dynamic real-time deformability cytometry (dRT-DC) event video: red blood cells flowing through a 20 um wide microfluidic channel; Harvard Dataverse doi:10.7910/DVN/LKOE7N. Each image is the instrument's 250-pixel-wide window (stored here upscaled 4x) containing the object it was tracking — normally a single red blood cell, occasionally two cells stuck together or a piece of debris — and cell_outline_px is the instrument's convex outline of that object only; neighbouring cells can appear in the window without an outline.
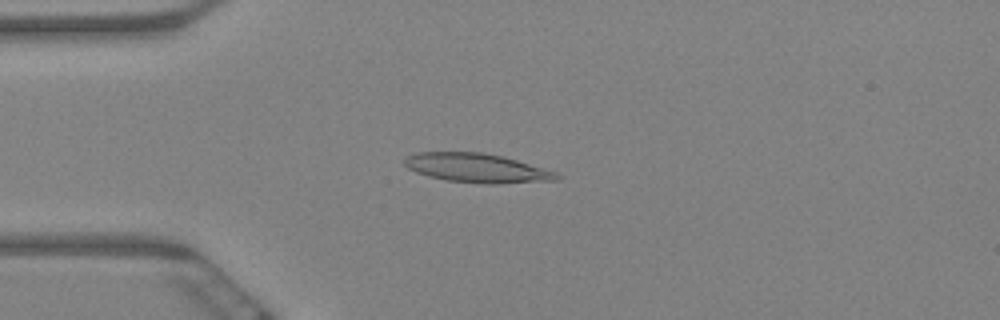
{"species": "Egyptian fruit bat (a non-hibernating species)", "species_latin": "Rousettus aegyptiacus", "temperature_condition": "warm", "stored_images_in_passage": 59, "camera_frame_rate_fps": 3000, "um_per_image_px": 0.085, "animal": {"sex": "female"}, "frame": {"image": 1, "passage_image": 14, "time_ms": 4.333, "image_size_px": [1000, 320], "cell_outline_px": [[560, 180], [496, 184], [488, 184], [448, 180], [428, 176], [416, 172], [408, 168], [404, 164], [404, 156], [416, 152], [480, 152], [500, 156], [516, 160], [556, 172], [560, 176]], "centroid_in_image_um": [40.51, 14.28], "position_along_channel_um": 44.5, "area_um2": 25.66}}
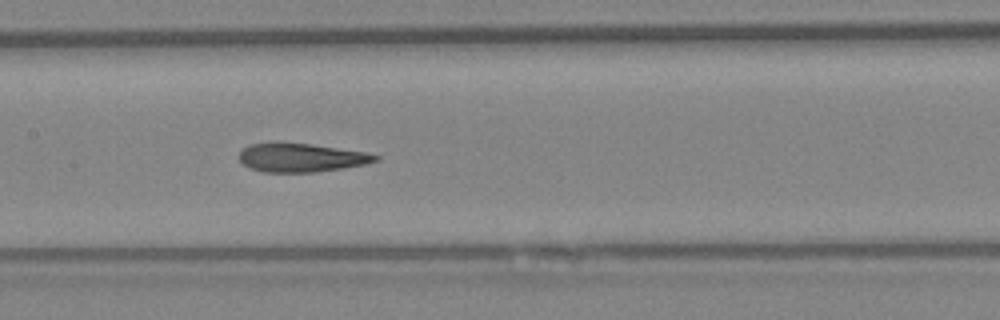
{"frame": {"image": 2, "passage_image": 28, "time_ms": 9.0, "image_size_px": [1000, 320], "cell_outline_px": [[380, 160], [364, 164], [344, 168], [316, 172], [264, 172], [252, 168], [244, 164], [236, 156], [248, 144], [272, 140], [276, 140], [312, 144], [368, 152], [380, 156]], "centroid_in_image_um": [25.57, 13.36], "position_along_channel_um": 181.8, "area_um2": 23.47}}
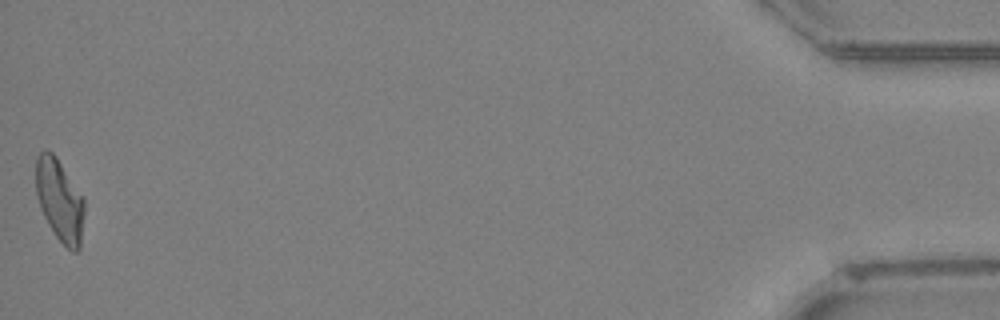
{"frame": {"image": 3, "passage_image": 59, "time_ms": 19.333, "image_size_px": [1000, 320], "cell_outline_px": [[84, 216], [80, 248], [76, 252], [72, 252], [56, 236], [48, 224], [40, 208], [36, 196], [36, 156], [44, 148], [52, 152], [56, 156], [84, 196]], "centroid_in_image_um": [5.07, 16.99], "position_along_channel_um": 430.1, "area_um2": 23.52}, "authors_computed_cell_mechanics": {"area_um2": 23.698, "velocity_mm_per_s": 3.3539, "shape_relaxation_time_tau1_ms": 10.3335, "shape_relaxation_time_tau2_ms": 2.5859, "deformation_change_tau1": 0.2808, "deformation_change_tau2": 0.1252}}